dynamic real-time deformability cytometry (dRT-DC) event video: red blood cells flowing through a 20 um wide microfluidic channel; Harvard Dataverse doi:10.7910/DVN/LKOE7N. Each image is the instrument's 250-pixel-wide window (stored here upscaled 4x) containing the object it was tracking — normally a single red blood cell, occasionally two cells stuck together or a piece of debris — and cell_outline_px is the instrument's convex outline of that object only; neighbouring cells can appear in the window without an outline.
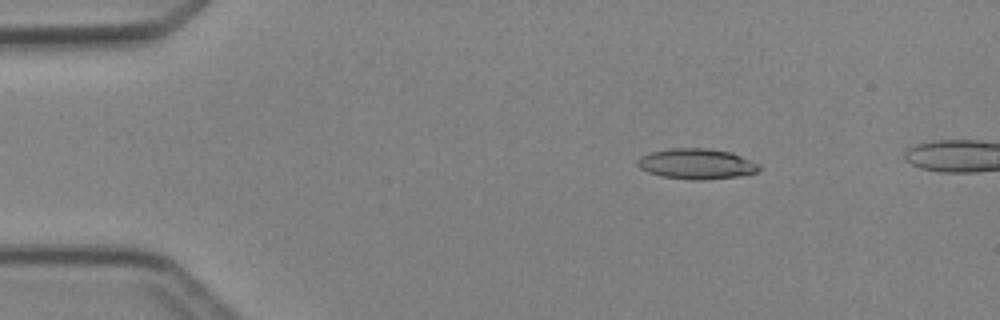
{"species": "Egyptian fruit bat (a non-hibernating species)", "species_latin": "Rousettus aegyptiacus", "temperature_condition": "cold", "stored_images_in_passage": 4, "camera_frame_rate_fps": 3000, "um_per_image_px": 0.085, "animal": {"sex": "female"}, "frame": {"image": 1, "passage_image": 2, "time_ms": 1.0, "image_size_px": [1000, 320], "cell_outline_px": [[760, 168], [756, 172], [740, 176], [704, 180], [692, 180], [660, 176], [648, 172], [640, 168], [636, 164], [636, 160], [640, 156], [652, 152], [672, 148], [708, 148], [732, 152], [760, 164]], "centroid_in_image_um": [59.2, 13.93], "position_along_channel_um": 25.8, "area_um2": 21.73}}